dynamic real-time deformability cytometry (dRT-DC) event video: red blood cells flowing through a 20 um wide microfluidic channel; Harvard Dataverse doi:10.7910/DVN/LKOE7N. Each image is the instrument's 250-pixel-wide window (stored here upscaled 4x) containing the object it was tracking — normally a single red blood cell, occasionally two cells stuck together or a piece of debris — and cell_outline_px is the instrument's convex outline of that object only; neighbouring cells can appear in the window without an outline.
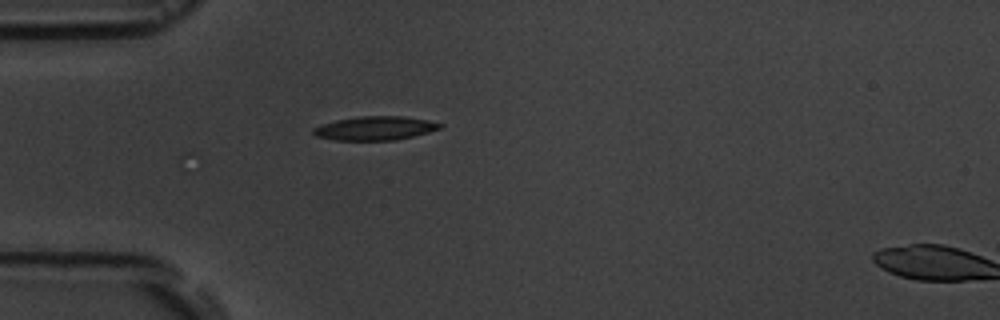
{"species": "common noctule bat (a hibernating species)", "species_latin": "Nyctalus noctula", "temperature_condition": "room temperature", "stored_images_in_passage": 6, "segment_of_instrument_passage": [1, 2], "camera_frame_rate_fps": 3000, "um_per_image_px": 0.085, "animal": {"sex": "male", "body_mass_g": 19.5, "forearm_length_mm": 54.6}, "frame": {"image": 1, "passage_image": 5, "time_ms": 4.333, "image_size_px": [1000, 320], "cell_outline_px": [[444, 124], [440, 128], [428, 132], [396, 140], [336, 140], [316, 136], [312, 132], [312, 128], [336, 120], [360, 116], [404, 116], [428, 120]], "centroid_in_image_um": [31.89, 10.89], "position_along_channel_um": 53.1, "area_um2": 17.46}}